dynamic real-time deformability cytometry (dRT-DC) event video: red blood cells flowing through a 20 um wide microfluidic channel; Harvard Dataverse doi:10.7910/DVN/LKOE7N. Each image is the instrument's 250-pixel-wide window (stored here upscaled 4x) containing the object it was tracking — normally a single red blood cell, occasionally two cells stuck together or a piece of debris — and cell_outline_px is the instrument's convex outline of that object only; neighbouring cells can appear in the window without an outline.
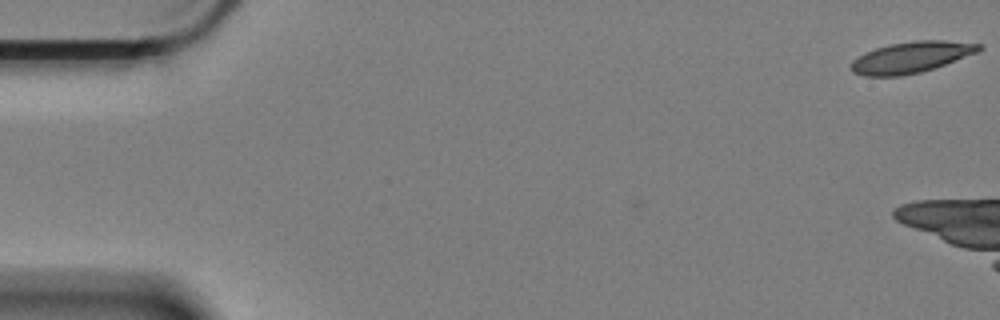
{"species": "Egyptian fruit bat (a non-hibernating species)", "species_latin": "Rousettus aegyptiacus", "temperature_condition": "cold", "stored_images_in_passage": 11, "camera_frame_rate_fps": 3000, "um_per_image_px": 0.085, "animal": {"sex": "female"}, "frame": {"image": 1, "passage_image": 1, "time_ms": 0.0, "image_size_px": [1000, 320], "cell_outline_px": [[984, 48], [976, 52], [936, 68], [920, 72], [900, 76], [864, 76], [852, 72], [848, 68], [852, 60], [864, 52], [888, 44], [916, 40], [944, 40], [980, 44]], "centroid_in_image_um": [77.39, 4.87], "position_along_channel_um": 7.6, "area_um2": 23.35}}